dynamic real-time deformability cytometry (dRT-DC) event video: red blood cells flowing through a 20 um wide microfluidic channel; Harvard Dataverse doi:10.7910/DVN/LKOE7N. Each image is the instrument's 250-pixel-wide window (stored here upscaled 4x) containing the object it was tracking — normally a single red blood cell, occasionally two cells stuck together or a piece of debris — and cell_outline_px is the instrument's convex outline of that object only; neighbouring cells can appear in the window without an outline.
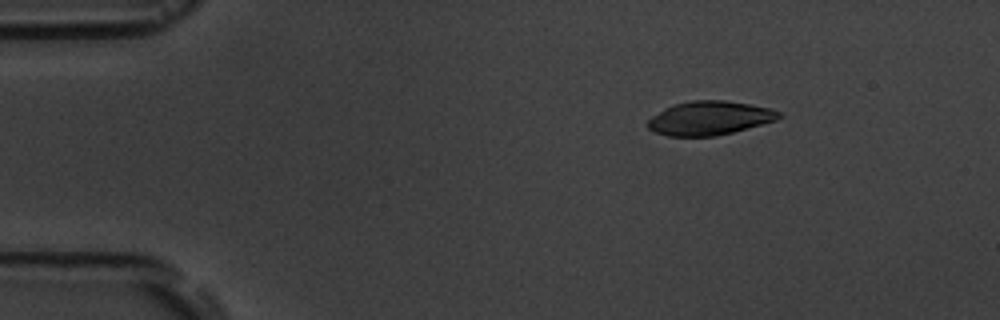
{"species": "common noctule bat (a hibernating species)", "species_latin": "Nyctalus noctula", "temperature_condition": "room temperature", "stored_images_in_passage": 5, "camera_frame_rate_fps": 3000, "um_per_image_px": 0.085, "animal": {"sex": "male", "body_mass_g": 19.5, "forearm_length_mm": 54.6}, "frame": {"image": 1, "passage_image": 2, "time_ms": 1.333, "image_size_px": [1000, 320], "cell_outline_px": [[784, 116], [776, 120], [732, 132], [716, 136], [668, 136], [656, 132], [648, 128], [648, 120], [652, 116], [664, 108], [676, 104], [692, 100], [724, 100], [772, 108], [780, 112]], "centroid_in_image_um": [60.33, 10.03], "position_along_channel_um": 24.7, "area_um2": 25.72}}
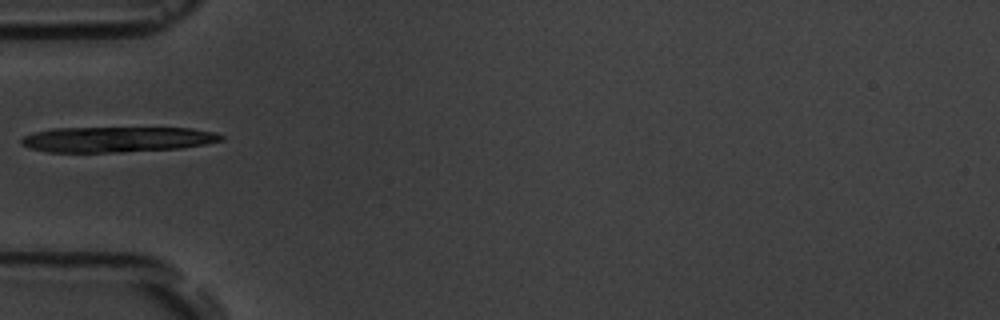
{"frame": {"image": 2, "passage_image": 5, "time_ms": 4.667, "image_size_px": [1000, 320], "cell_outline_px": [[224, 140], [204, 144], [180, 148], [120, 152], [48, 152], [32, 148], [20, 144], [20, 140], [24, 136], [32, 132], [52, 128], [192, 128], [212, 132], [224, 136]], "centroid_in_image_um": [9.91, 11.84], "position_along_channel_um": 75.1, "area_um2": 29.54}}